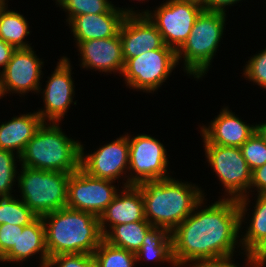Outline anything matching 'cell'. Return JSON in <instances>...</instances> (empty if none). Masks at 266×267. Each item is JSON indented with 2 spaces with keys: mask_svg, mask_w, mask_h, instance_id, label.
Segmentation results:
<instances>
[{
  "mask_svg": "<svg viewBox=\"0 0 266 267\" xmlns=\"http://www.w3.org/2000/svg\"><path fill=\"white\" fill-rule=\"evenodd\" d=\"M205 201L204 197L171 232L173 259L177 267L231 258L237 252L235 249L242 250L238 201L219 198L209 206Z\"/></svg>",
  "mask_w": 266,
  "mask_h": 267,
  "instance_id": "cell-1",
  "label": "cell"
},
{
  "mask_svg": "<svg viewBox=\"0 0 266 267\" xmlns=\"http://www.w3.org/2000/svg\"><path fill=\"white\" fill-rule=\"evenodd\" d=\"M142 193L145 219L155 227L172 232L206 196L204 190L192 182L175 177L144 181L136 185Z\"/></svg>",
  "mask_w": 266,
  "mask_h": 267,
  "instance_id": "cell-2",
  "label": "cell"
},
{
  "mask_svg": "<svg viewBox=\"0 0 266 267\" xmlns=\"http://www.w3.org/2000/svg\"><path fill=\"white\" fill-rule=\"evenodd\" d=\"M49 258L60 254H94L103 241L99 217L64 207L42 216Z\"/></svg>",
  "mask_w": 266,
  "mask_h": 267,
  "instance_id": "cell-3",
  "label": "cell"
},
{
  "mask_svg": "<svg viewBox=\"0 0 266 267\" xmlns=\"http://www.w3.org/2000/svg\"><path fill=\"white\" fill-rule=\"evenodd\" d=\"M60 122H43L20 155L24 167L74 173L80 168L81 141L68 137Z\"/></svg>",
  "mask_w": 266,
  "mask_h": 267,
  "instance_id": "cell-4",
  "label": "cell"
},
{
  "mask_svg": "<svg viewBox=\"0 0 266 267\" xmlns=\"http://www.w3.org/2000/svg\"><path fill=\"white\" fill-rule=\"evenodd\" d=\"M227 17L224 11L205 9L197 17L187 40L176 51L178 65L183 61L182 68L187 76L199 80L207 75L223 40Z\"/></svg>",
  "mask_w": 266,
  "mask_h": 267,
  "instance_id": "cell-5",
  "label": "cell"
},
{
  "mask_svg": "<svg viewBox=\"0 0 266 267\" xmlns=\"http://www.w3.org/2000/svg\"><path fill=\"white\" fill-rule=\"evenodd\" d=\"M20 168L17 175L19 197L38 217L67 207L70 173Z\"/></svg>",
  "mask_w": 266,
  "mask_h": 267,
  "instance_id": "cell-6",
  "label": "cell"
},
{
  "mask_svg": "<svg viewBox=\"0 0 266 267\" xmlns=\"http://www.w3.org/2000/svg\"><path fill=\"white\" fill-rule=\"evenodd\" d=\"M206 161L225 189V199H236L249 195L252 171L244 159L240 147L210 144L202 135Z\"/></svg>",
  "mask_w": 266,
  "mask_h": 267,
  "instance_id": "cell-7",
  "label": "cell"
},
{
  "mask_svg": "<svg viewBox=\"0 0 266 267\" xmlns=\"http://www.w3.org/2000/svg\"><path fill=\"white\" fill-rule=\"evenodd\" d=\"M178 65L177 52L164 45L160 49L146 51L125 62L122 72L126 87L145 93L156 92Z\"/></svg>",
  "mask_w": 266,
  "mask_h": 267,
  "instance_id": "cell-8",
  "label": "cell"
},
{
  "mask_svg": "<svg viewBox=\"0 0 266 267\" xmlns=\"http://www.w3.org/2000/svg\"><path fill=\"white\" fill-rule=\"evenodd\" d=\"M126 135L129 141L128 186L172 177L168 171L169 155L160 140L148 134Z\"/></svg>",
  "mask_w": 266,
  "mask_h": 267,
  "instance_id": "cell-9",
  "label": "cell"
},
{
  "mask_svg": "<svg viewBox=\"0 0 266 267\" xmlns=\"http://www.w3.org/2000/svg\"><path fill=\"white\" fill-rule=\"evenodd\" d=\"M204 10L198 4L182 0H166L156 6L155 10L143 9L142 15H146L160 32L166 46L176 51L187 40L191 29Z\"/></svg>",
  "mask_w": 266,
  "mask_h": 267,
  "instance_id": "cell-10",
  "label": "cell"
},
{
  "mask_svg": "<svg viewBox=\"0 0 266 267\" xmlns=\"http://www.w3.org/2000/svg\"><path fill=\"white\" fill-rule=\"evenodd\" d=\"M84 146L81 142L80 168L83 171L92 177L118 184L122 177L126 181H122L123 187L128 186L129 141L126 134L104 144L94 152L91 151L90 154L84 152Z\"/></svg>",
  "mask_w": 266,
  "mask_h": 267,
  "instance_id": "cell-11",
  "label": "cell"
},
{
  "mask_svg": "<svg viewBox=\"0 0 266 267\" xmlns=\"http://www.w3.org/2000/svg\"><path fill=\"white\" fill-rule=\"evenodd\" d=\"M114 183L92 177L79 168L69 176L67 207L99 217L121 190Z\"/></svg>",
  "mask_w": 266,
  "mask_h": 267,
  "instance_id": "cell-12",
  "label": "cell"
},
{
  "mask_svg": "<svg viewBox=\"0 0 266 267\" xmlns=\"http://www.w3.org/2000/svg\"><path fill=\"white\" fill-rule=\"evenodd\" d=\"M58 60L51 76L45 81V89L41 87L38 92L43 94L44 106L36 112L44 122H61L70 105H77V101H73L75 85L70 58L62 56Z\"/></svg>",
  "mask_w": 266,
  "mask_h": 267,
  "instance_id": "cell-13",
  "label": "cell"
},
{
  "mask_svg": "<svg viewBox=\"0 0 266 267\" xmlns=\"http://www.w3.org/2000/svg\"><path fill=\"white\" fill-rule=\"evenodd\" d=\"M35 52L32 47L16 49L12 53L10 61L0 73L5 95L15 93L25 97L30 91L34 94L39 92L45 62Z\"/></svg>",
  "mask_w": 266,
  "mask_h": 267,
  "instance_id": "cell-14",
  "label": "cell"
},
{
  "mask_svg": "<svg viewBox=\"0 0 266 267\" xmlns=\"http://www.w3.org/2000/svg\"><path fill=\"white\" fill-rule=\"evenodd\" d=\"M141 11V12H140ZM128 15H142V10L134 7L120 8L114 5L107 13L84 14L68 22L75 42L114 37L119 33L121 24Z\"/></svg>",
  "mask_w": 266,
  "mask_h": 267,
  "instance_id": "cell-15",
  "label": "cell"
},
{
  "mask_svg": "<svg viewBox=\"0 0 266 267\" xmlns=\"http://www.w3.org/2000/svg\"><path fill=\"white\" fill-rule=\"evenodd\" d=\"M80 52V67L93 71L122 75L125 61L119 33L114 37L75 42ZM109 73V74H108Z\"/></svg>",
  "mask_w": 266,
  "mask_h": 267,
  "instance_id": "cell-16",
  "label": "cell"
},
{
  "mask_svg": "<svg viewBox=\"0 0 266 267\" xmlns=\"http://www.w3.org/2000/svg\"><path fill=\"white\" fill-rule=\"evenodd\" d=\"M119 36L125 62L129 58L137 57L146 51L160 49L165 45L160 32L146 15L125 16Z\"/></svg>",
  "mask_w": 266,
  "mask_h": 267,
  "instance_id": "cell-17",
  "label": "cell"
},
{
  "mask_svg": "<svg viewBox=\"0 0 266 267\" xmlns=\"http://www.w3.org/2000/svg\"><path fill=\"white\" fill-rule=\"evenodd\" d=\"M219 112L207 126H199L200 135L210 144L241 147L256 132V124L242 121L228 106Z\"/></svg>",
  "mask_w": 266,
  "mask_h": 267,
  "instance_id": "cell-18",
  "label": "cell"
},
{
  "mask_svg": "<svg viewBox=\"0 0 266 267\" xmlns=\"http://www.w3.org/2000/svg\"><path fill=\"white\" fill-rule=\"evenodd\" d=\"M122 190L99 216L103 236L118 224L143 221L144 201L141 190L136 185L121 186ZM109 229H108V228Z\"/></svg>",
  "mask_w": 266,
  "mask_h": 267,
  "instance_id": "cell-19",
  "label": "cell"
},
{
  "mask_svg": "<svg viewBox=\"0 0 266 267\" xmlns=\"http://www.w3.org/2000/svg\"><path fill=\"white\" fill-rule=\"evenodd\" d=\"M38 255L39 267H47L49 255L46 247L45 227L42 217H37L29 225L23 227V231L19 232L17 244L0 260L9 264H20L23 261H30L31 256Z\"/></svg>",
  "mask_w": 266,
  "mask_h": 267,
  "instance_id": "cell-20",
  "label": "cell"
},
{
  "mask_svg": "<svg viewBox=\"0 0 266 267\" xmlns=\"http://www.w3.org/2000/svg\"><path fill=\"white\" fill-rule=\"evenodd\" d=\"M254 198L256 201L254 200V209H252V213H250L252 216L247 212L251 209L248 208L251 205L249 196H244L237 200L240 210V229L243 230V228H246V233L240 230V233H242L240 234V243L243 252L239 249V255H246L264 236H266V194H256ZM249 216L250 220L248 221L247 219ZM245 223L249 225L246 224V227H242Z\"/></svg>",
  "mask_w": 266,
  "mask_h": 267,
  "instance_id": "cell-21",
  "label": "cell"
},
{
  "mask_svg": "<svg viewBox=\"0 0 266 267\" xmlns=\"http://www.w3.org/2000/svg\"><path fill=\"white\" fill-rule=\"evenodd\" d=\"M43 120L37 112L13 116L0 124V149L21 155L26 144L34 137Z\"/></svg>",
  "mask_w": 266,
  "mask_h": 267,
  "instance_id": "cell-22",
  "label": "cell"
},
{
  "mask_svg": "<svg viewBox=\"0 0 266 267\" xmlns=\"http://www.w3.org/2000/svg\"><path fill=\"white\" fill-rule=\"evenodd\" d=\"M136 262L153 261L177 267L173 259L172 235L169 230L153 226L145 235L140 249L135 253Z\"/></svg>",
  "mask_w": 266,
  "mask_h": 267,
  "instance_id": "cell-23",
  "label": "cell"
},
{
  "mask_svg": "<svg viewBox=\"0 0 266 267\" xmlns=\"http://www.w3.org/2000/svg\"><path fill=\"white\" fill-rule=\"evenodd\" d=\"M29 22L27 18L18 11L9 10L8 4L4 3L0 8V38L12 45L15 49L32 48L26 42L25 37L29 36ZM25 40V41H24Z\"/></svg>",
  "mask_w": 266,
  "mask_h": 267,
  "instance_id": "cell-24",
  "label": "cell"
},
{
  "mask_svg": "<svg viewBox=\"0 0 266 267\" xmlns=\"http://www.w3.org/2000/svg\"><path fill=\"white\" fill-rule=\"evenodd\" d=\"M153 226L144 219L143 221L118 224L113 226L103 239L114 246L136 253L144 240L146 233Z\"/></svg>",
  "mask_w": 266,
  "mask_h": 267,
  "instance_id": "cell-25",
  "label": "cell"
},
{
  "mask_svg": "<svg viewBox=\"0 0 266 267\" xmlns=\"http://www.w3.org/2000/svg\"><path fill=\"white\" fill-rule=\"evenodd\" d=\"M37 217L18 196L0 197V224L26 226Z\"/></svg>",
  "mask_w": 266,
  "mask_h": 267,
  "instance_id": "cell-26",
  "label": "cell"
},
{
  "mask_svg": "<svg viewBox=\"0 0 266 267\" xmlns=\"http://www.w3.org/2000/svg\"><path fill=\"white\" fill-rule=\"evenodd\" d=\"M97 267H136V255L124 248L107 243L104 239L93 254Z\"/></svg>",
  "mask_w": 266,
  "mask_h": 267,
  "instance_id": "cell-27",
  "label": "cell"
},
{
  "mask_svg": "<svg viewBox=\"0 0 266 267\" xmlns=\"http://www.w3.org/2000/svg\"><path fill=\"white\" fill-rule=\"evenodd\" d=\"M55 3L67 12V23L79 15L107 13L114 6L110 0H55Z\"/></svg>",
  "mask_w": 266,
  "mask_h": 267,
  "instance_id": "cell-28",
  "label": "cell"
},
{
  "mask_svg": "<svg viewBox=\"0 0 266 267\" xmlns=\"http://www.w3.org/2000/svg\"><path fill=\"white\" fill-rule=\"evenodd\" d=\"M18 162L20 156L15 152L0 149V197L14 196L12 190L17 182Z\"/></svg>",
  "mask_w": 266,
  "mask_h": 267,
  "instance_id": "cell-29",
  "label": "cell"
},
{
  "mask_svg": "<svg viewBox=\"0 0 266 267\" xmlns=\"http://www.w3.org/2000/svg\"><path fill=\"white\" fill-rule=\"evenodd\" d=\"M240 149L251 171L266 163V143L257 131Z\"/></svg>",
  "mask_w": 266,
  "mask_h": 267,
  "instance_id": "cell-30",
  "label": "cell"
},
{
  "mask_svg": "<svg viewBox=\"0 0 266 267\" xmlns=\"http://www.w3.org/2000/svg\"><path fill=\"white\" fill-rule=\"evenodd\" d=\"M260 52V53H259ZM257 54L246 62L245 68L243 66L244 78L248 81L253 82L262 89L266 90V47L260 50Z\"/></svg>",
  "mask_w": 266,
  "mask_h": 267,
  "instance_id": "cell-31",
  "label": "cell"
},
{
  "mask_svg": "<svg viewBox=\"0 0 266 267\" xmlns=\"http://www.w3.org/2000/svg\"><path fill=\"white\" fill-rule=\"evenodd\" d=\"M47 267H97L93 254H60L49 259Z\"/></svg>",
  "mask_w": 266,
  "mask_h": 267,
  "instance_id": "cell-32",
  "label": "cell"
},
{
  "mask_svg": "<svg viewBox=\"0 0 266 267\" xmlns=\"http://www.w3.org/2000/svg\"><path fill=\"white\" fill-rule=\"evenodd\" d=\"M23 227L9 223L0 224V260L17 244L19 232L23 231Z\"/></svg>",
  "mask_w": 266,
  "mask_h": 267,
  "instance_id": "cell-33",
  "label": "cell"
},
{
  "mask_svg": "<svg viewBox=\"0 0 266 267\" xmlns=\"http://www.w3.org/2000/svg\"><path fill=\"white\" fill-rule=\"evenodd\" d=\"M254 191L257 192L253 193L254 195L266 194V163L252 171L249 195L247 196L250 197V195H252L251 192Z\"/></svg>",
  "mask_w": 266,
  "mask_h": 267,
  "instance_id": "cell-34",
  "label": "cell"
},
{
  "mask_svg": "<svg viewBox=\"0 0 266 267\" xmlns=\"http://www.w3.org/2000/svg\"><path fill=\"white\" fill-rule=\"evenodd\" d=\"M246 257V258H245ZM244 257V262L245 266L243 267H258L255 263H253L248 255L246 254V256ZM235 259H233V257L231 258H227V259H220V260H215V261H201V262H197L194 263L192 265H190L189 267H241L240 265H236V263H234Z\"/></svg>",
  "mask_w": 266,
  "mask_h": 267,
  "instance_id": "cell-35",
  "label": "cell"
},
{
  "mask_svg": "<svg viewBox=\"0 0 266 267\" xmlns=\"http://www.w3.org/2000/svg\"><path fill=\"white\" fill-rule=\"evenodd\" d=\"M249 259L258 267L266 265V236H264L248 253Z\"/></svg>",
  "mask_w": 266,
  "mask_h": 267,
  "instance_id": "cell-36",
  "label": "cell"
},
{
  "mask_svg": "<svg viewBox=\"0 0 266 267\" xmlns=\"http://www.w3.org/2000/svg\"><path fill=\"white\" fill-rule=\"evenodd\" d=\"M15 50L16 49L12 45L3 41L0 38V67L2 68V71L5 69L6 65L10 61L12 53ZM1 68H0V73H1Z\"/></svg>",
  "mask_w": 266,
  "mask_h": 267,
  "instance_id": "cell-37",
  "label": "cell"
},
{
  "mask_svg": "<svg viewBox=\"0 0 266 267\" xmlns=\"http://www.w3.org/2000/svg\"><path fill=\"white\" fill-rule=\"evenodd\" d=\"M242 0H209L205 10H214V11H224L227 12L226 8L234 6Z\"/></svg>",
  "mask_w": 266,
  "mask_h": 267,
  "instance_id": "cell-38",
  "label": "cell"
},
{
  "mask_svg": "<svg viewBox=\"0 0 266 267\" xmlns=\"http://www.w3.org/2000/svg\"><path fill=\"white\" fill-rule=\"evenodd\" d=\"M256 131L266 143V120L264 122H259V124L256 123Z\"/></svg>",
  "mask_w": 266,
  "mask_h": 267,
  "instance_id": "cell-39",
  "label": "cell"
},
{
  "mask_svg": "<svg viewBox=\"0 0 266 267\" xmlns=\"http://www.w3.org/2000/svg\"><path fill=\"white\" fill-rule=\"evenodd\" d=\"M182 1L195 3V4L200 5L203 8H205L209 2V0H182Z\"/></svg>",
  "mask_w": 266,
  "mask_h": 267,
  "instance_id": "cell-40",
  "label": "cell"
},
{
  "mask_svg": "<svg viewBox=\"0 0 266 267\" xmlns=\"http://www.w3.org/2000/svg\"><path fill=\"white\" fill-rule=\"evenodd\" d=\"M2 97H5V93L2 86V79L0 77V99H3Z\"/></svg>",
  "mask_w": 266,
  "mask_h": 267,
  "instance_id": "cell-41",
  "label": "cell"
},
{
  "mask_svg": "<svg viewBox=\"0 0 266 267\" xmlns=\"http://www.w3.org/2000/svg\"><path fill=\"white\" fill-rule=\"evenodd\" d=\"M9 1H0V8L4 3H8Z\"/></svg>",
  "mask_w": 266,
  "mask_h": 267,
  "instance_id": "cell-42",
  "label": "cell"
},
{
  "mask_svg": "<svg viewBox=\"0 0 266 267\" xmlns=\"http://www.w3.org/2000/svg\"><path fill=\"white\" fill-rule=\"evenodd\" d=\"M133 1H138V2H140V3L142 2V4H143V1L145 2V0H133ZM147 1H149V0H146V2H147Z\"/></svg>",
  "mask_w": 266,
  "mask_h": 267,
  "instance_id": "cell-43",
  "label": "cell"
}]
</instances>
